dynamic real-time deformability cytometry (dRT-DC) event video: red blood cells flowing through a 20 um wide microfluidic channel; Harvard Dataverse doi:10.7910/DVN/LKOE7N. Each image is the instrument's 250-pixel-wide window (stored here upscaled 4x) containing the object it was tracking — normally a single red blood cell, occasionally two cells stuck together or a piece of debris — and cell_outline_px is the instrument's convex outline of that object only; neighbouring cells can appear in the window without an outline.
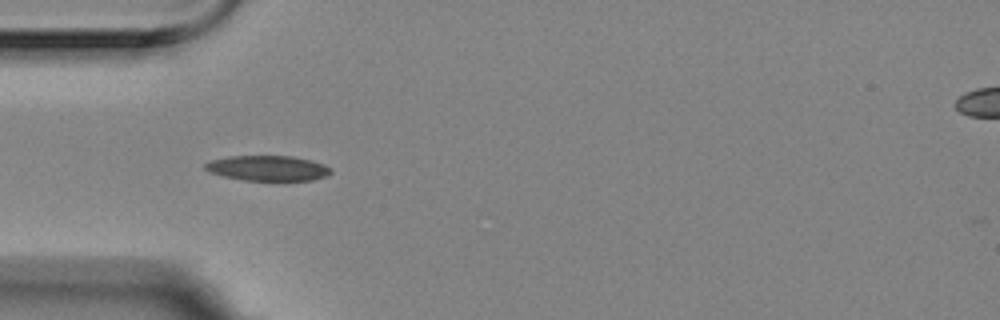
{"species": "Egyptian fruit bat (a non-hibernating species)", "species_latin": "Rousettus aegyptiacus", "temperature_condition": "room temperature", "stored_images_in_passage": 5, "segment_of_instrument_passage": [2, 2], "camera_frame_rate_fps": 3000, "um_per_image_px": 0.085, "animal": {"sex": "female"}, "frame": {"image": 1, "passage_image": 4, "time_ms": 1.0, "image_size_px": [1000, 320], "cell_outline_px": [[332, 172], [328, 176], [312, 180], [244, 180], [224, 176], [212, 172], [204, 168], [204, 164], [208, 160], [228, 156], [292, 156], [312, 160], [324, 164], [332, 168]], "centroid_in_image_um": [22.79, 14.28], "position_along_channel_um": 62.2, "area_um2": 18.55}}
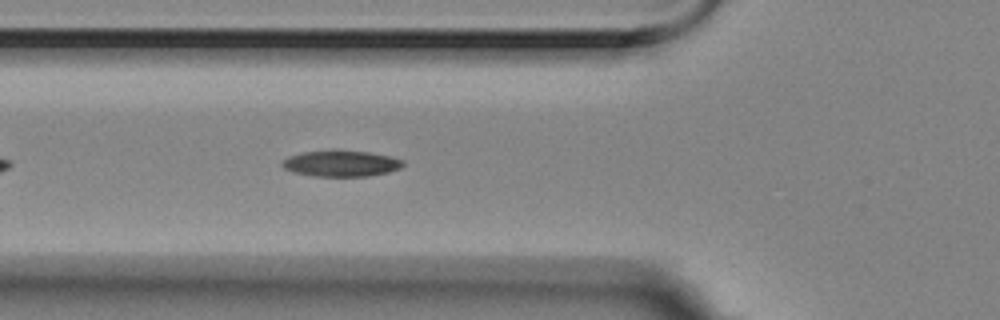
{"frame": {"image": 2, "passage_image": 5, "time_ms": 1.333, "image_size_px": [1000, 320], "cell_outline_px": [[404, 164], [400, 168], [388, 172], [368, 176], [312, 176], [292, 172], [284, 168], [280, 164], [280, 160], [288, 156], [304, 152], [332, 148], [336, 148], [368, 152], [392, 156], [404, 160]], "centroid_in_image_um": [28.95, 13.86], "position_along_channel_um": 96.8, "area_um2": 19.02}}